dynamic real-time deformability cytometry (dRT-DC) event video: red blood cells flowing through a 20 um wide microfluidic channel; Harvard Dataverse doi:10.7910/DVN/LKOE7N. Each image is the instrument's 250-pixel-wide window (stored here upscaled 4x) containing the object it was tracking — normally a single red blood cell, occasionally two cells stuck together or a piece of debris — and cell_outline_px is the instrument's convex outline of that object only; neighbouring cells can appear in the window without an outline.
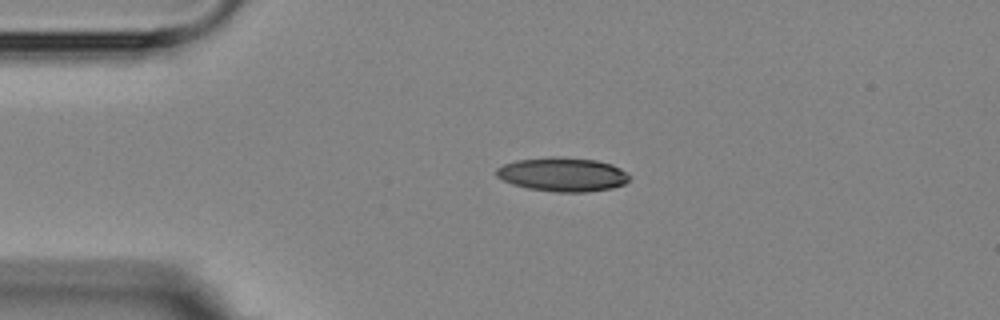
{"species": "Egyptian fruit bat (a non-hibernating species)", "species_latin": "Rousettus aegyptiacus", "temperature_condition": "room temperature", "stored_images_in_passage": 1, "camera_frame_rate_fps": 3000, "um_per_image_px": 0.085, "animal": {"sex": "female"}, "frame": {"image": 1, "passage_image": 1, "time_ms": 0.0, "image_size_px": [1000, 320], "cell_outline_px": [[632, 176], [624, 184], [612, 188], [588, 192], [556, 192], [528, 188], [512, 184], [496, 176], [496, 168], [504, 164], [516, 160], [548, 156], [556, 156], [596, 160], [612, 164], [620, 168]], "centroid_in_image_um": [47.83, 14.82], "position_along_channel_um": 37.2, "area_um2": 26.53}}